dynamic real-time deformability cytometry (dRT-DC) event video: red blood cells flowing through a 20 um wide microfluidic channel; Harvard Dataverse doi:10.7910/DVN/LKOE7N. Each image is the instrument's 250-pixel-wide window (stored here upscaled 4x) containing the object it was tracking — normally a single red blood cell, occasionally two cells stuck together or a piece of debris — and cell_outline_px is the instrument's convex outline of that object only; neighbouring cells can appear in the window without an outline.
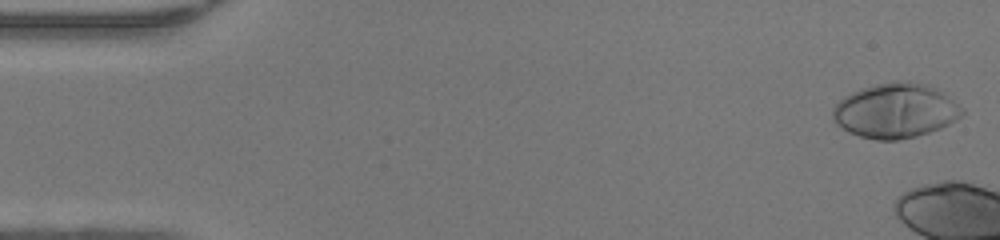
{"species": "human", "species_latin": "Homo sapiens", "temperature_condition": "warm", "stored_images_in_passage": 7, "camera_frame_rate_fps": 3000, "um_per_image_px": 0.085, "donor": {"sex": "female"}, "frame": {"image": 1, "passage_image": 1, "time_ms": 0.0, "image_size_px": [1000, 240], "cell_outline_px": [[964, 112], [956, 120], [940, 128], [916, 136], [896, 140], [876, 140], [860, 136], [848, 132], [836, 124], [832, 120], [832, 108], [844, 96], [852, 92], [876, 84], [896, 80], [900, 80], [928, 84], [964, 108]], "centroid_in_image_um": [76.08, 9.41], "position_along_channel_um": 8.9, "area_um2": 41.04}}